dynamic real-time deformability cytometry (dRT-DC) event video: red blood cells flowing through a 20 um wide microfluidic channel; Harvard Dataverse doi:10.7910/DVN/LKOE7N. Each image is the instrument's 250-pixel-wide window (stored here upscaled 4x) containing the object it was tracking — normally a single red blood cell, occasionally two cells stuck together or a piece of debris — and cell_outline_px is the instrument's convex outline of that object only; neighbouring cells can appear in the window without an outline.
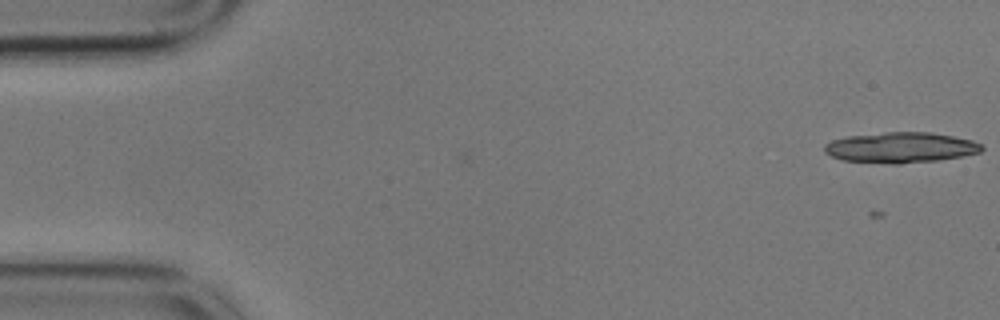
{"species": "common noctule bat (a hibernating species)", "species_latin": "Nyctalus noctula", "temperature_condition": "cold", "stored_images_in_passage": 2, "camera_frame_rate_fps": 3000, "um_per_image_px": 0.085, "animal": {"sex": "male", "body_mass_g": 17.9}, "frame": {"image": 1, "passage_image": 2, "time_ms": 0.333, "image_size_px": [1000, 320], "cell_outline_px": [[984, 148], [980, 152], [960, 156], [936, 160], [900, 164], [892, 164], [844, 160], [832, 156], [824, 152], [824, 144], [832, 140], [848, 136], [884, 132], [928, 132], [952, 136], [972, 140], [980, 144]], "centroid_in_image_um": [76.53, 12.54], "position_along_channel_um": 8.5, "area_um2": 27.8}}